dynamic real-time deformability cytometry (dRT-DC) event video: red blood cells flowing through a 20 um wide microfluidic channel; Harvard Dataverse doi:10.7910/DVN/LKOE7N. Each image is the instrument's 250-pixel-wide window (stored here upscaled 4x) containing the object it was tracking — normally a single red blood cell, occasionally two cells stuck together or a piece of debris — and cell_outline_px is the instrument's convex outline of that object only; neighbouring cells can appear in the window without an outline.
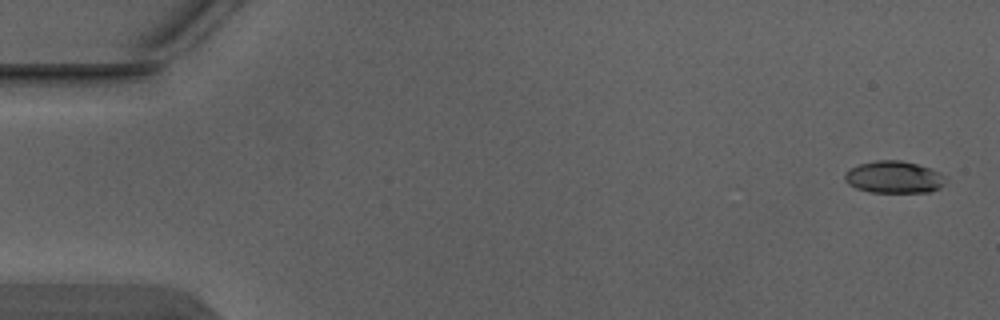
{"species": "Egyptian fruit bat (a non-hibernating species)", "species_latin": "Rousettus aegyptiacus", "temperature_condition": "warm", "stored_images_in_passage": 3, "camera_frame_rate_fps": 3000, "um_per_image_px": 0.085, "animal": {"sex": "male"}, "frame": {"image": 1, "passage_image": 1, "time_ms": 0.0, "image_size_px": [1000, 320], "cell_outline_px": [[948, 176], [944, 184], [940, 188], [928, 192], [868, 192], [856, 188], [848, 184], [844, 180], [844, 172], [848, 168], [860, 164], [876, 160], [900, 160], [916, 164], [940, 172]], "centroid_in_image_um": [75.97, 15.06], "position_along_channel_um": 9.0, "area_um2": 19.07}}